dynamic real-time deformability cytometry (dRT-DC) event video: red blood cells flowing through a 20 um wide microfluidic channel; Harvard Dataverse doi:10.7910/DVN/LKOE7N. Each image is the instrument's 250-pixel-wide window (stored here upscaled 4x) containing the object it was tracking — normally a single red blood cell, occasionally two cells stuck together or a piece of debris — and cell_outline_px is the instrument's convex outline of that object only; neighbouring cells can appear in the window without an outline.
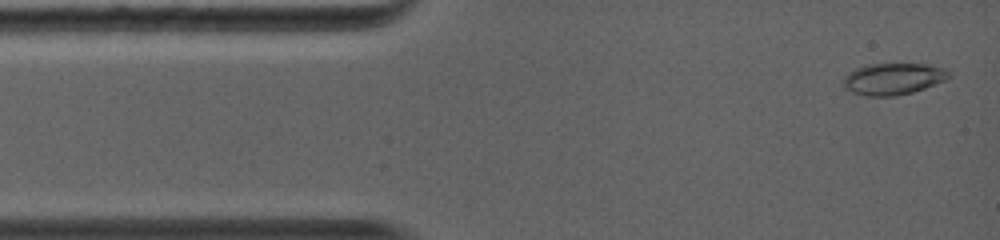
{"species": "common noctule bat (a hibernating species)", "species_latin": "Nyctalus noctula", "temperature_condition": "warm", "stored_images_in_passage": 41, "camera_frame_rate_fps": 5000, "um_per_image_px": 0.085, "animal": {"sex": "female", "body_mass_g": 19.0, "forearm_length_mm": 56.7}, "frame": {"image": 1, "passage_image": 1, "time_ms": 0.0, "image_size_px": [1000, 240], "cell_outline_px": [[952, 76], [944, 80], [924, 88], [912, 92], [892, 96], [868, 96], [852, 92], [844, 88], [844, 76], [848, 72], [856, 68], [868, 64], [928, 64], [944, 68]], "centroid_in_image_um": [75.9, 6.69], "position_along_channel_um": 9.1, "area_um2": 19.31}}
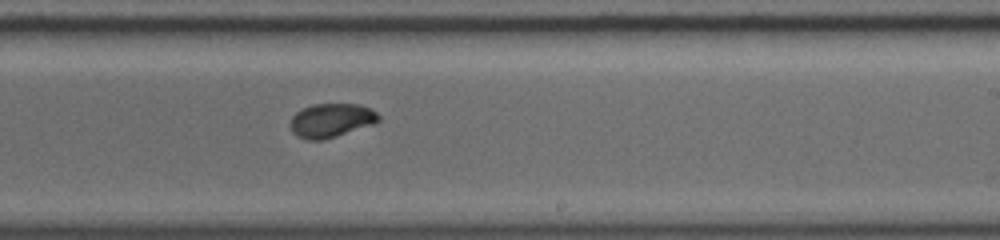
{"frame": {"image": 2, "passage_image": 20, "time_ms": 7.2, "image_size_px": [1000, 240], "cell_outline_px": [[380, 120], [372, 124], [324, 140], [308, 140], [292, 132], [292, 116], [296, 112], [312, 104], [360, 104], [376, 112], [380, 116]], "centroid_in_image_um": [28.17, 10.22], "position_along_channel_um": 260.8, "area_um2": 17.11}}
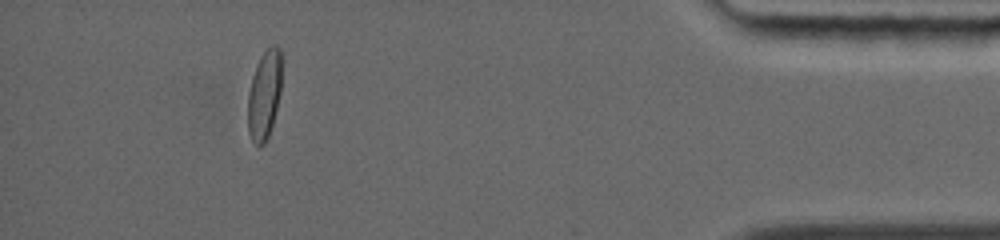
{"frame": {"image": 3, "passage_image": 36, "time_ms": 12.0, "image_size_px": [1000, 240], "cell_outline_px": [[280, 92], [272, 124], [268, 136], [264, 144], [256, 144], [252, 140], [248, 132], [248, 92], [252, 76], [260, 56], [272, 44], [276, 44], [280, 48]], "centroid_in_image_um": [22.45, 8.04], "position_along_channel_um": 412.8, "area_um2": 17.22}, "authors_computed_cell_mechanics": {"area_um2": 17.6868, "velocity_mm_per_s": 4.4345, "shape_relaxation_time_tau1_ms": 8.0101, "shape_relaxation_time_tau2_ms": null, "deformation_change_tau1": 0.2188, "deformation_change_tau2": null}}